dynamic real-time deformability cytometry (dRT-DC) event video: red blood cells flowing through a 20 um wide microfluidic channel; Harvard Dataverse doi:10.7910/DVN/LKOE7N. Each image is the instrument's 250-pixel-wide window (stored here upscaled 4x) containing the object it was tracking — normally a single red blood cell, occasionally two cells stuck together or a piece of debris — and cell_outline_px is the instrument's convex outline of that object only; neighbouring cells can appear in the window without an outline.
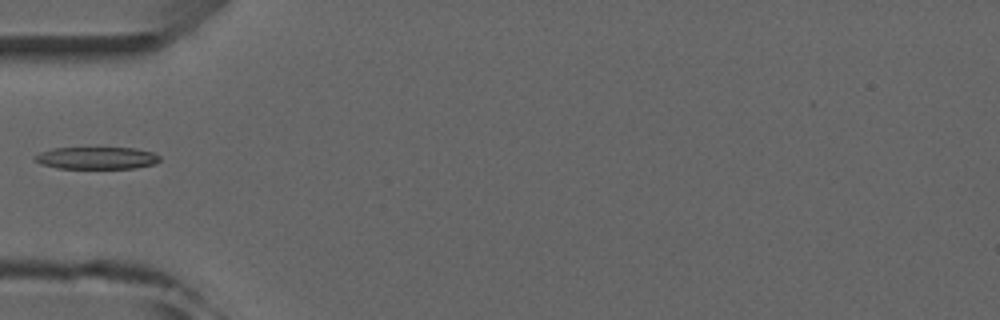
{"species": "common noctule bat (a hibernating species)", "species_latin": "Nyctalus noctula", "temperature_condition": "room temperature", "stored_images_in_passage": 6, "camera_frame_rate_fps": 3000, "um_per_image_px": 0.085, "animal": {"sex": "male", "forearm_length_mm": 52.5}, "frame": {"image": 1, "passage_image": 5, "time_ms": 4.667, "image_size_px": [1000, 320], "cell_outline_px": [[160, 160], [152, 164], [136, 168], [56, 168], [40, 164], [36, 160], [36, 156], [40, 152], [52, 148], [136, 148], [152, 152], [160, 156]], "centroid_in_image_um": [8.22, 13.43], "position_along_channel_um": 76.8, "area_um2": 16.01}}
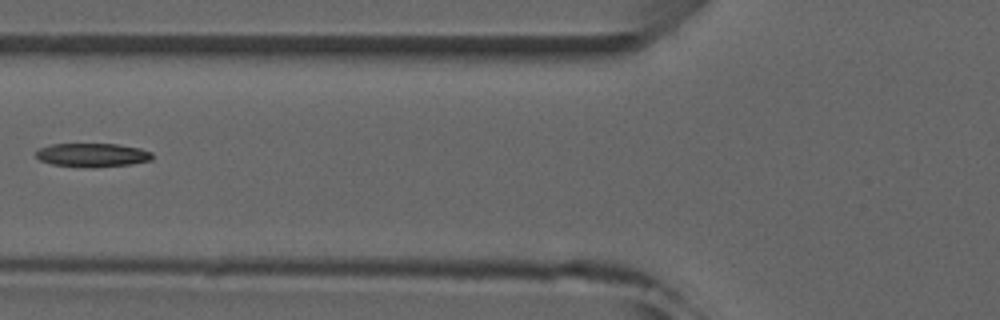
{"frame": {"image": 2, "passage_image": 6, "time_ms": 5.667, "image_size_px": [1000, 320], "cell_outline_px": [[152, 160], [132, 164], [96, 168], [88, 168], [52, 164], [40, 160], [36, 156], [36, 152], [40, 148], [52, 144], [116, 144], [140, 148], [152, 152]], "centroid_in_image_um": [7.88, 13.19], "position_along_channel_um": 117.9, "area_um2": 16.18}}